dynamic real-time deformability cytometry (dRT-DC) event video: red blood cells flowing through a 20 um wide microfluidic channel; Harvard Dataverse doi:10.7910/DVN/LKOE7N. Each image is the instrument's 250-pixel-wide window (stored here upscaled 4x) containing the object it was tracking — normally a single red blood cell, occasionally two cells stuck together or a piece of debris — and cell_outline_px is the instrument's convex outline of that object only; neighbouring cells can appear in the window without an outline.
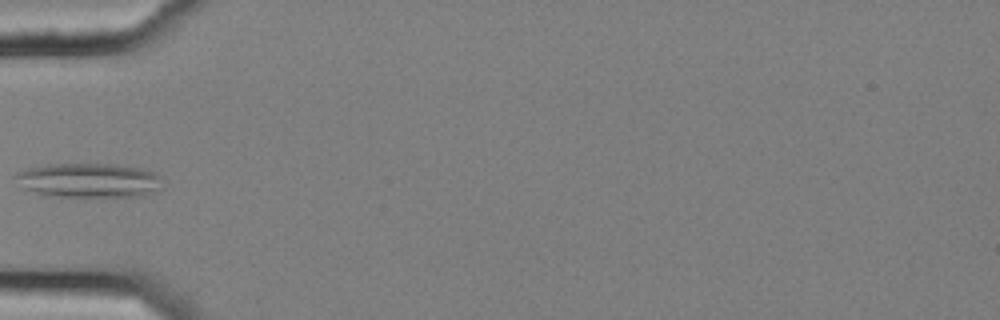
{"species": "common noctule bat (a hibernating species)", "species_latin": "Nyctalus noctula", "temperature_condition": "cold", "stored_images_in_passage": 35, "camera_frame_rate_fps": 3000, "um_per_image_px": 0.085, "animal": {"sex": "female", "body_mass_g": 25.1}, "frame": {"image": 1, "passage_image": 1, "time_ms": 0.0, "image_size_px": [1000, 320], "cell_outline_px": [[164, 180], [160, 192], [144, 196], [60, 196], [36, 192], [20, 188], [12, 176], [16, 172], [28, 168], [48, 164], [116, 164], [140, 168], [156, 172]], "centroid_in_image_um": [7.6, 15.32], "position_along_channel_um": 77.4, "area_um2": 29.94}}